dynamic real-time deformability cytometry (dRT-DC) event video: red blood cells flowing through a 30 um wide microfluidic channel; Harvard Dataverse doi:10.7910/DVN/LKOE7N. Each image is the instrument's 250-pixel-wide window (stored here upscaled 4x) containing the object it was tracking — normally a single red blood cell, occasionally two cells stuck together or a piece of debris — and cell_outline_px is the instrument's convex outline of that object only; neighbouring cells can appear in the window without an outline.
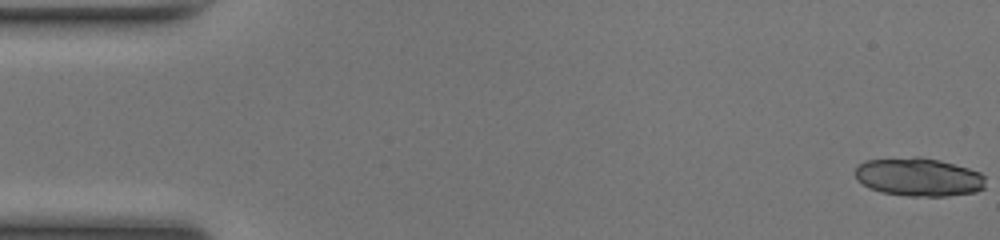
{"species": "common noctule bat (a hibernating species)", "species_latin": "Nyctalus noctula", "temperature_condition": "room temperature", "stored_images_in_passage": 51, "segment_of_instrument_passage": [1, 2], "camera_frame_rate_fps": 3000, "um_per_image_px": 0.085, "animal": {"sex": "female", "body_mass_g": 17.0, "forearm_length_mm": 48.0}, "frame": {"image": 1, "passage_image": 1, "time_ms": 0.0, "image_size_px": [1000, 240], "cell_outline_px": [[984, 188], [976, 192], [948, 196], [908, 196], [880, 192], [868, 188], [856, 180], [856, 164], [864, 160], [916, 156], [920, 156], [940, 160], [968, 168], [980, 172], [984, 176]], "centroid_in_image_um": [78.05, 15.04], "position_along_channel_um": 7.0, "area_um2": 29.54}}